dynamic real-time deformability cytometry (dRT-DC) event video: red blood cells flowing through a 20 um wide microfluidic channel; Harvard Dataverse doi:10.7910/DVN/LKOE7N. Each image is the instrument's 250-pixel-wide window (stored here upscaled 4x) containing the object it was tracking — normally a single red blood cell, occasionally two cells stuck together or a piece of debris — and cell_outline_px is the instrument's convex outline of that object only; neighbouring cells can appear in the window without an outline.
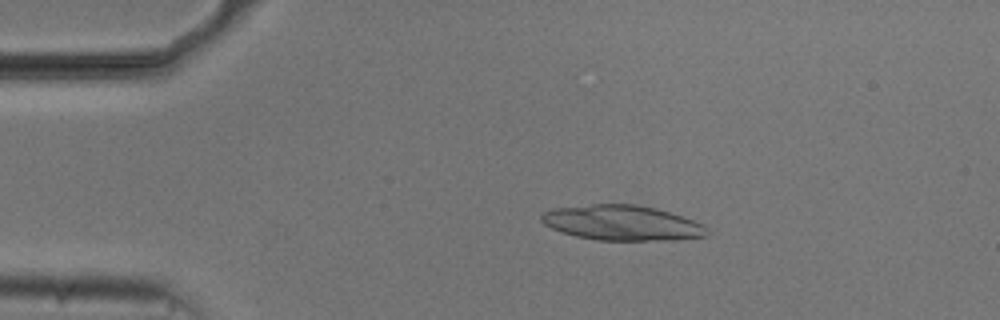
{"species": "common noctule bat (a hibernating species)", "species_latin": "Nyctalus noctula", "temperature_condition": "cold", "stored_images_in_passage": 51, "camera_frame_rate_fps": 3000, "um_per_image_px": 0.085, "animal": {"sex": "male", "body_mass_g": 20.5, "forearm_length_mm": 52.5}, "frame": {"image": 1, "passage_image": 8, "time_ms": 2.333, "image_size_px": [1000, 320], "cell_outline_px": [[708, 236], [676, 240], [596, 240], [576, 236], [552, 228], [544, 224], [540, 220], [540, 216], [544, 212], [552, 208], [592, 204], [636, 204], [656, 208], [692, 220], [708, 228]], "centroid_in_image_um": [52.86, 18.94], "position_along_channel_um": 32.1, "area_um2": 33.81}}